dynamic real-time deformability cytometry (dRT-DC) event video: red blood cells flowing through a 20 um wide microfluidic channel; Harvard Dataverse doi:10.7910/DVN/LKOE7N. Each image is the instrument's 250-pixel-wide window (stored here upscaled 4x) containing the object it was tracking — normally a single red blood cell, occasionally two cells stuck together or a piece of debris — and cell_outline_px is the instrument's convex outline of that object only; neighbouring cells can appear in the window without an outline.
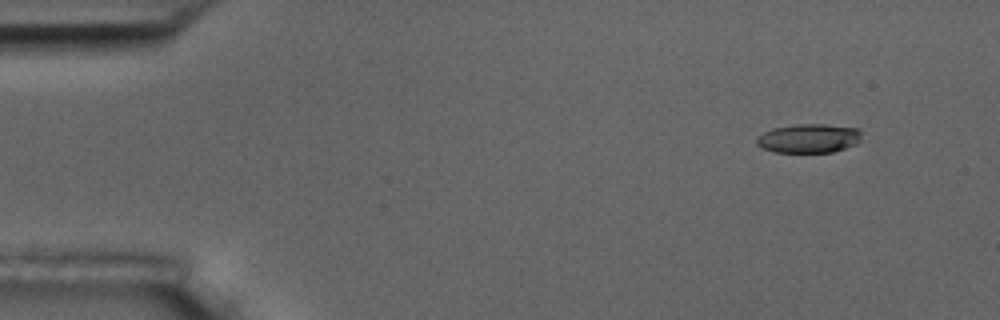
{"species": "common noctule bat (a hibernating species)", "species_latin": "Nyctalus noctula", "temperature_condition": "room temperature", "stored_images_in_passage": 8, "camera_frame_rate_fps": 3000, "um_per_image_px": 0.085, "animal": {"sex": "male", "body_mass_g": 17.5, "forearm_length_mm": 52.3}, "frame": {"image": 1, "passage_image": 2, "time_ms": 1.333, "image_size_px": [1000, 320], "cell_outline_px": [[860, 140], [856, 144], [832, 152], [772, 152], [756, 144], [756, 136], [772, 128], [796, 124], [824, 124], [860, 128]], "centroid_in_image_um": [68.73, 11.75], "position_along_channel_um": 16.3, "area_um2": 17.8}}
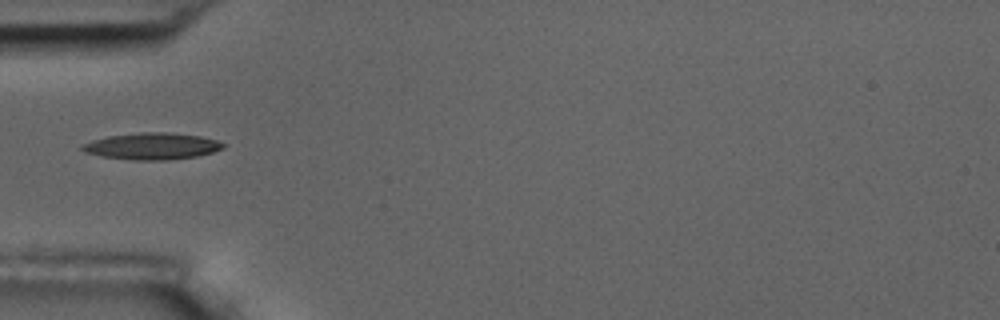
{"frame": {"image": 2, "passage_image": 5, "time_ms": 5.667, "image_size_px": [1000, 320], "cell_outline_px": [[224, 148], [212, 152], [196, 156], [168, 160], [132, 160], [100, 156], [84, 152], [80, 148], [80, 144], [92, 140], [108, 136], [140, 132], [164, 132], [200, 136], [216, 140], [224, 144]], "centroid_in_image_um": [12.86, 12.43], "position_along_channel_um": 72.1, "area_um2": 21.91}}
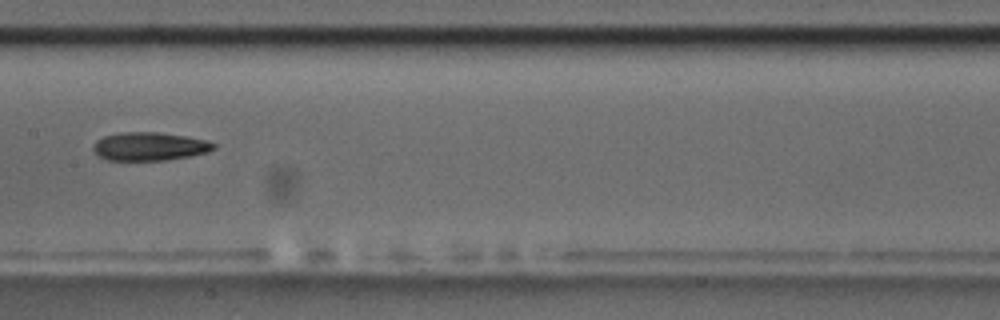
{"frame": {"image": 3, "passage_image": 8, "time_ms": 9.0, "image_size_px": [1000, 320], "cell_outline_px": [[216, 148], [208, 152], [192, 156], [168, 160], [108, 160], [100, 156], [92, 148], [92, 144], [96, 140], [104, 136], [120, 132], [156, 132], [184, 136], [208, 140], [216, 144]], "centroid_in_image_um": [12.73, 12.44], "position_along_channel_um": 194.7, "area_um2": 20.0}}